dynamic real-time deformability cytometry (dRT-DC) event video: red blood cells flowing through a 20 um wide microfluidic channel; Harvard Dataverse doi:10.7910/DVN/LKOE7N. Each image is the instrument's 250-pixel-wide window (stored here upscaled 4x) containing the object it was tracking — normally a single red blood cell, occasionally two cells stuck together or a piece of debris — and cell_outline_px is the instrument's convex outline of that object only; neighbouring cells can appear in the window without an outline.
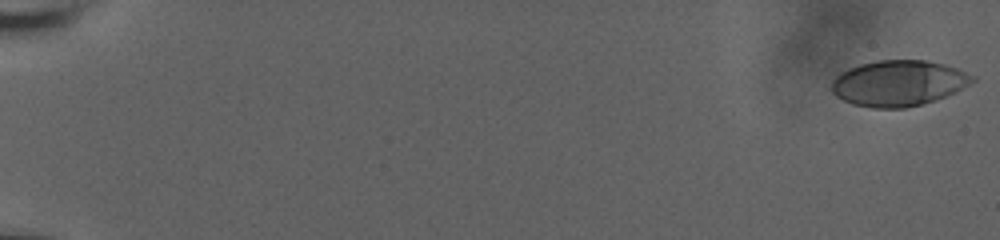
{"species": "human", "species_latin": "Homo sapiens", "temperature_condition": "room temperature", "stored_images_in_passage": 59, "camera_frame_rate_fps": 3000, "um_per_image_px": 0.085, "donor": {"sex": "male"}, "frame": {"image": 1, "passage_image": 1, "time_ms": 0.0, "image_size_px": [1000, 240], "cell_outline_px": [[976, 80], [956, 92], [936, 100], [904, 108], [872, 108], [852, 104], [836, 96], [828, 88], [832, 80], [840, 72], [848, 68], [860, 64], [876, 60], [924, 60], [944, 64], [956, 68], [976, 76]], "centroid_in_image_um": [76.35, 7.07], "position_along_channel_um": 8.7, "area_um2": 37.86}}
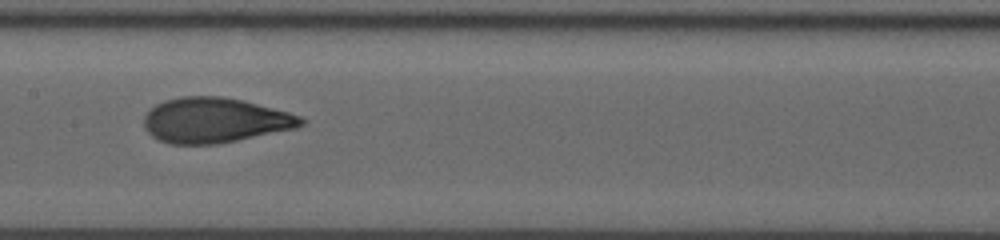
{"frame": {"image": 2, "passage_image": 33, "time_ms": 10.667, "image_size_px": [1000, 240], "cell_outline_px": [[308, 120], [304, 124], [296, 128], [216, 144], [168, 144], [152, 136], [144, 128], [144, 116], [156, 104], [164, 100], [180, 96], [220, 96], [244, 100], [288, 112], [300, 116]], "centroid_in_image_um": [18.26, 10.21], "position_along_channel_um": 189.1, "area_um2": 41.27}}
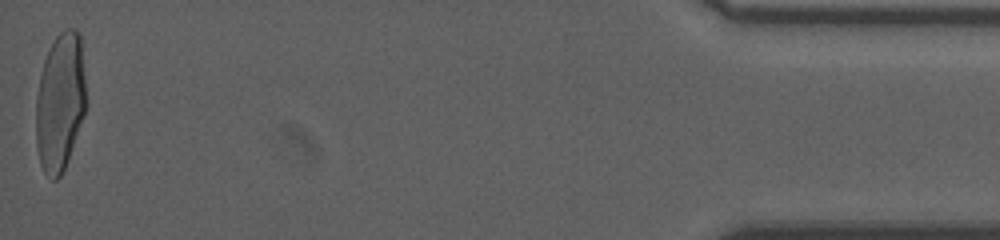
{"frame": {"image": 3, "passage_image": 59, "time_ms": 19.333, "image_size_px": [1000, 240], "cell_outline_px": [[84, 112], [64, 168], [60, 176], [56, 180], [52, 180], [44, 172], [40, 164], [36, 148], [36, 96], [40, 76], [44, 60], [56, 36], [64, 28], [76, 28], [80, 32], [84, 76]], "centroid_in_image_um": [5.08, 8.65], "position_along_channel_um": 430.1, "area_um2": 39.77}, "authors_computed_cell_mechanics": {"area_um2": 39.882, "velocity_mm_per_s": 3.7442, "shape_relaxation_time_tau1_ms": 5.0283, "shape_relaxation_time_tau2_ms": 0.8352, "deformation_change_tau1": 0.1941, "deformation_change_tau2": 0.0701}}